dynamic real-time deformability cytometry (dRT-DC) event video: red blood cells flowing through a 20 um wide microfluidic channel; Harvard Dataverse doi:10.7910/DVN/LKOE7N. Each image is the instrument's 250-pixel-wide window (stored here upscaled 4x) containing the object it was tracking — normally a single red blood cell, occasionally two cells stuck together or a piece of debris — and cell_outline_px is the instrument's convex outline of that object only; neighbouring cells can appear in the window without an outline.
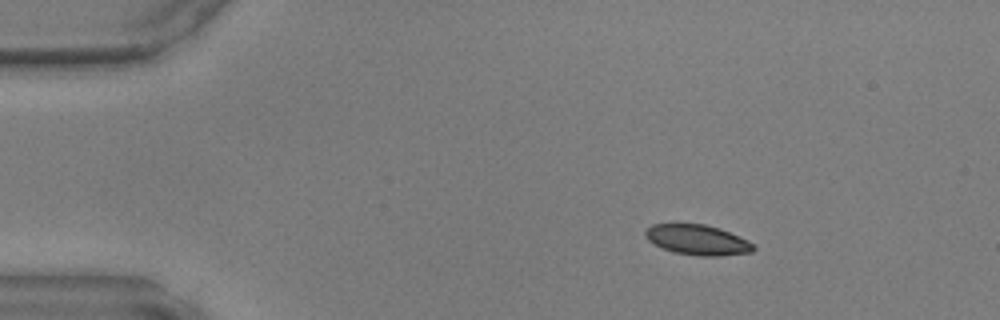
{"species": "common noctule bat (a hibernating species)", "species_latin": "Nyctalus noctula", "temperature_condition": "warm", "stored_images_in_passage": 11, "camera_frame_rate_fps": 3000, "um_per_image_px": 0.085, "animal": {"sex": "male", "body_mass_g": 17.9, "forearm_length_mm": 54.2}, "frame": {"image": 1, "passage_image": 1, "time_ms": 0.0, "image_size_px": [1000, 320], "cell_outline_px": [[756, 248], [752, 252], [720, 256], [700, 256], [676, 252], [664, 248], [648, 240], [644, 236], [644, 232], [652, 224], [676, 220], [704, 224], [720, 228], [748, 240]], "centroid_in_image_um": [59.24, 20.33], "position_along_channel_um": 25.8, "area_um2": 19.59}}
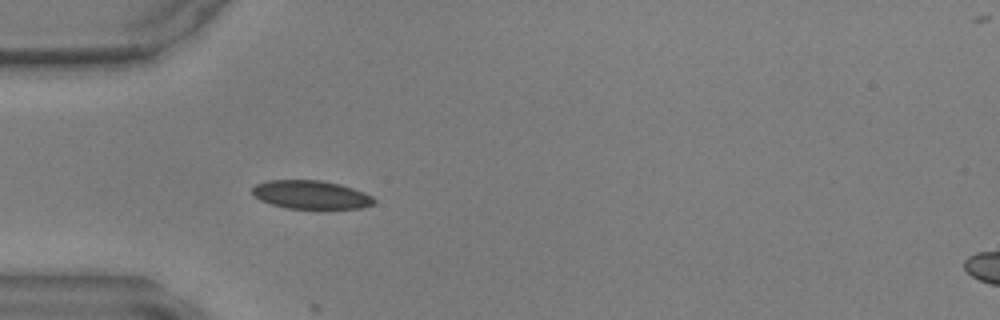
{"frame": {"image": 2, "passage_image": 8, "time_ms": 2.333, "image_size_px": [1000, 320], "cell_outline_px": [[376, 204], [360, 208], [328, 212], [316, 212], [288, 208], [272, 204], [260, 200], [252, 196], [252, 188], [256, 184], [268, 180], [320, 180], [340, 184], [364, 192], [372, 196], [376, 200]], "centroid_in_image_um": [26.49, 16.62], "position_along_channel_um": 58.5, "area_um2": 21.39}}